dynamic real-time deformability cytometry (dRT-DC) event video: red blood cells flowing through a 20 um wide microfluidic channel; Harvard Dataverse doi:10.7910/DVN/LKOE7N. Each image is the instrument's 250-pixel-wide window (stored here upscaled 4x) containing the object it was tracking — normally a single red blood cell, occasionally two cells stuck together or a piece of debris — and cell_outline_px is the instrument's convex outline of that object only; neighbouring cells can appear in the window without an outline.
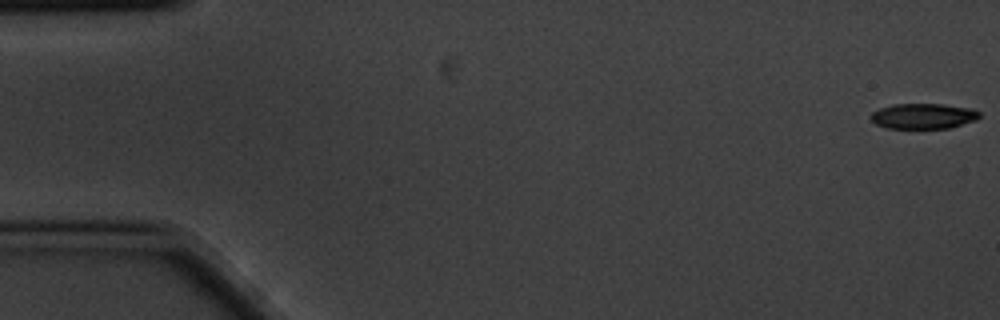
{"species": "common noctule bat (a hibernating species)", "species_latin": "Nyctalus noctula", "temperature_condition": "cold", "stored_images_in_passage": 7, "camera_frame_rate_fps": 3000, "um_per_image_px": 0.085, "animal": {"sex": "male", "body_mass_g": 20.1, "forearm_length_mm": 53.5}, "frame": {"image": 1, "passage_image": 1, "time_ms": 0.0, "image_size_px": [1000, 320], "cell_outline_px": [[980, 116], [976, 120], [948, 128], [888, 128], [876, 124], [872, 120], [872, 112], [880, 108], [892, 104], [944, 104], [972, 108], [980, 112]], "centroid_in_image_um": [78.51, 9.86], "position_along_channel_um": 6.5, "area_um2": 16.01}}